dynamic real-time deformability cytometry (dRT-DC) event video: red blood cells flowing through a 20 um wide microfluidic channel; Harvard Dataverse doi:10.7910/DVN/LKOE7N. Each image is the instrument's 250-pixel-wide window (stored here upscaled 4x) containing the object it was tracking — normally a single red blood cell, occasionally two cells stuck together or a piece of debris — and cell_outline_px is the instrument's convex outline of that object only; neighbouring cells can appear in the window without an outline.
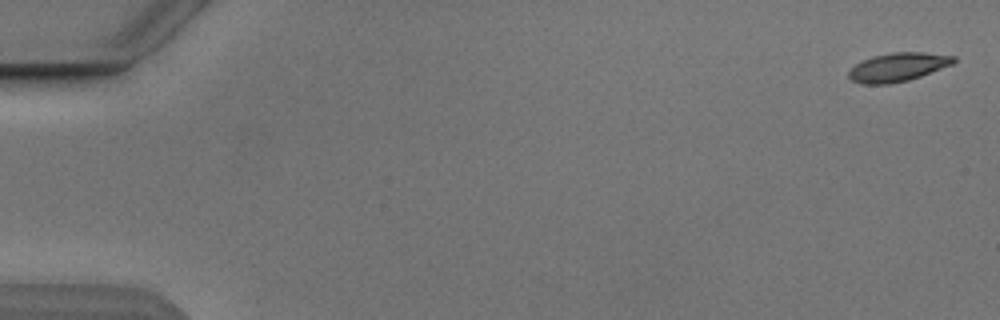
{"species": "Egyptian fruit bat (a non-hibernating species)", "species_latin": "Rousettus aegyptiacus", "temperature_condition": "cold", "stored_images_in_passage": 5, "camera_frame_rate_fps": 3000, "um_per_image_px": 0.085, "animal": {"sex": "male"}, "frame": {"image": 1, "passage_image": 1, "time_ms": 0.0, "image_size_px": [1000, 320], "cell_outline_px": [[956, 60], [952, 64], [920, 76], [908, 80], [888, 84], [860, 84], [852, 80], [848, 76], [848, 72], [856, 64], [872, 56], [892, 52], [924, 52], [956, 56]], "centroid_in_image_um": [76.31, 5.7], "position_along_channel_um": 8.7, "area_um2": 17.4}}
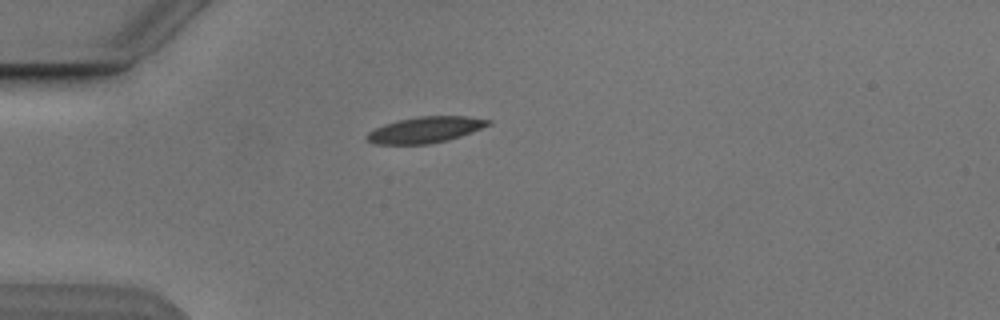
{"frame": {"image": 2, "passage_image": 5, "time_ms": 4.667, "image_size_px": [1000, 320], "cell_outline_px": [[492, 124], [472, 132], [448, 140], [428, 144], [376, 144], [368, 140], [364, 136], [368, 132], [376, 128], [400, 120], [420, 116], [468, 116], [492, 120]], "centroid_in_image_um": [36.2, 11.03], "position_along_channel_um": 48.8, "area_um2": 18.26}}